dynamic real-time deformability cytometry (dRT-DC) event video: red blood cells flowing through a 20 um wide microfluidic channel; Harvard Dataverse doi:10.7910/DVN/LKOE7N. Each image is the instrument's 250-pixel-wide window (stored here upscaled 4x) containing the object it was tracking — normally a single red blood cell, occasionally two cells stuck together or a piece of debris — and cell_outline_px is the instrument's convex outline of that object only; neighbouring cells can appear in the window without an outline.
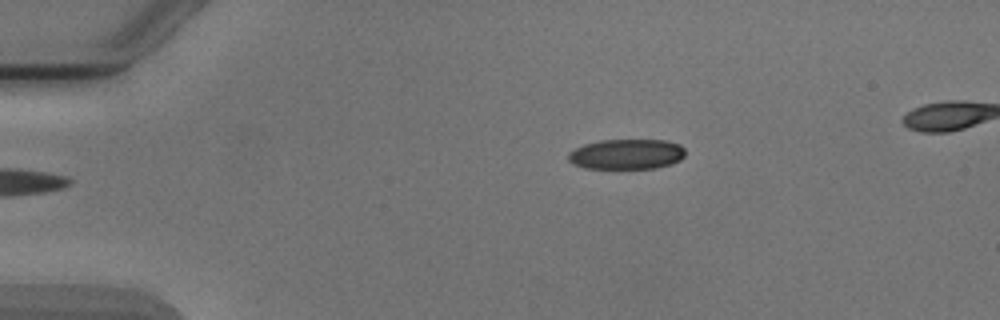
{"species": "Egyptian fruit bat (a non-hibernating species)", "species_latin": "Rousettus aegyptiacus", "temperature_condition": "cold", "stored_images_in_passage": 6, "camera_frame_rate_fps": 3000, "um_per_image_px": 0.085, "animal": {"sex": "male"}, "frame": {"image": 1, "passage_image": 6, "time_ms": 6.667, "image_size_px": [1000, 320], "cell_outline_px": [[684, 156], [680, 160], [672, 164], [656, 168], [584, 168], [572, 164], [568, 160], [568, 152], [584, 144], [600, 140], [664, 140], [680, 144], [684, 148]], "centroid_in_image_um": [53.25, 13.1], "position_along_channel_um": 31.7, "area_um2": 20.69}}